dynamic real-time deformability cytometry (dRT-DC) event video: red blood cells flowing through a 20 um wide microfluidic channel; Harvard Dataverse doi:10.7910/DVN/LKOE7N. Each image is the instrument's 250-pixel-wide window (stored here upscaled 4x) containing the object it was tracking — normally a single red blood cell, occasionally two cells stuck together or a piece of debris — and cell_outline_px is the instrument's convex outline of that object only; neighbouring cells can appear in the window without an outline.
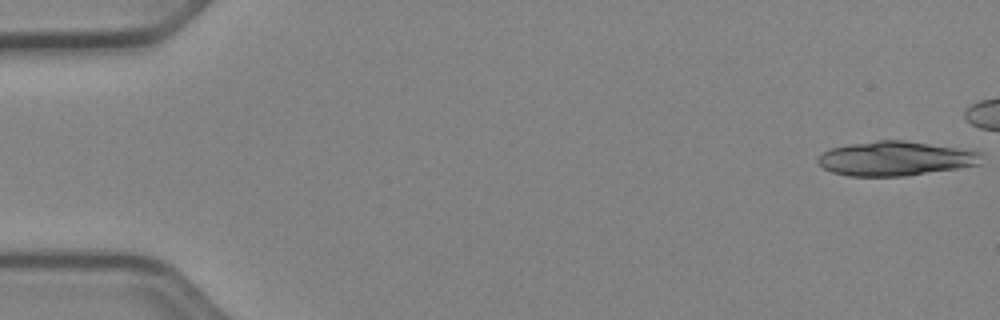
{"species": "Egyptian fruit bat (a non-hibernating species)", "species_latin": "Rousettus aegyptiacus", "temperature_condition": "cold", "stored_images_in_passage": 13, "camera_frame_rate_fps": 3000, "um_per_image_px": 0.085, "animal": {"sex": "female"}, "frame": {"image": 1, "passage_image": 1, "time_ms": 0.0, "image_size_px": [1000, 320], "cell_outline_px": [[984, 164], [960, 168], [908, 176], [848, 176], [832, 172], [824, 168], [816, 160], [828, 148], [848, 144], [876, 140], [904, 140], [976, 148], [984, 152]], "centroid_in_image_um": [76.3, 13.45], "position_along_channel_um": 8.7, "area_um2": 34.04}}